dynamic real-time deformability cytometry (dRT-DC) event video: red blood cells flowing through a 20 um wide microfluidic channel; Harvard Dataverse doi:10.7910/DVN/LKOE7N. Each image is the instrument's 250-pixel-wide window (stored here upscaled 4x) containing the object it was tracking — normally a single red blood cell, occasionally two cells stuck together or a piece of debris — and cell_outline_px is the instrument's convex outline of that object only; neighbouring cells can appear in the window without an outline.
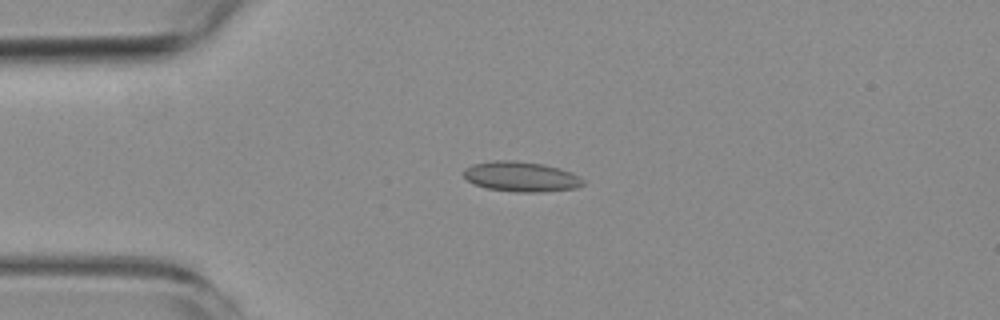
{"species": "common noctule bat (a hibernating species)", "species_latin": "Nyctalus noctula", "temperature_condition": "room temperature", "stored_images_in_passage": 5, "camera_frame_rate_fps": 3000, "um_per_image_px": 0.085, "animal": {"sex": "female", "body_mass_g": 19.3, "forearm_length_mm": 54.1}, "frame": {"image": 1, "passage_image": 4, "time_ms": 3.667, "image_size_px": [1000, 320], "cell_outline_px": [[584, 184], [576, 188], [544, 192], [516, 192], [488, 188], [472, 184], [464, 176], [464, 168], [472, 164], [492, 160], [516, 160], [544, 164], [560, 168], [572, 172], [580, 176], [584, 180]], "centroid_in_image_um": [44.31, 15.0], "position_along_channel_um": 40.7, "area_um2": 21.21}}